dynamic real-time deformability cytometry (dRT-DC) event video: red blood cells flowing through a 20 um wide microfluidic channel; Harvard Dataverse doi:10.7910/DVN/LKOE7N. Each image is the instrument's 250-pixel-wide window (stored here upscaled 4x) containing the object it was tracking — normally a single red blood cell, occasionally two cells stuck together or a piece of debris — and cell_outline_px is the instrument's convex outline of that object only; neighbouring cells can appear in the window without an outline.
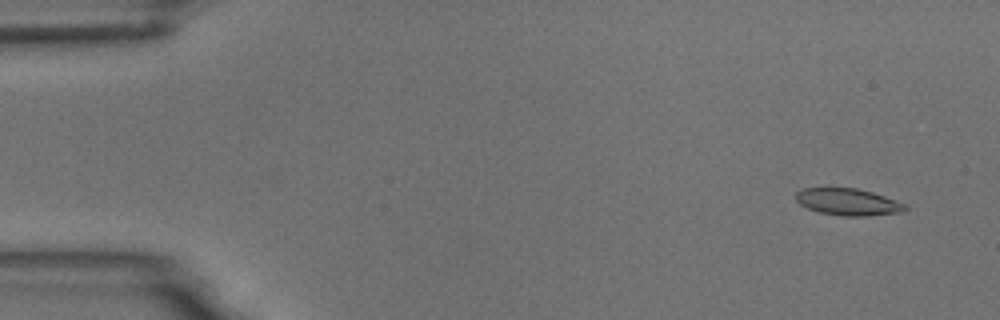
{"species": "common noctule bat (a hibernating species)", "species_latin": "Nyctalus noctula", "temperature_condition": "room temperature", "stored_images_in_passage": 5, "camera_frame_rate_fps": 3000, "um_per_image_px": 0.085, "animal": {"sex": "male", "body_mass_g": 18.8}, "frame": {"image": 1, "passage_image": 1, "time_ms": 0.0, "image_size_px": [1000, 320], "cell_outline_px": [[908, 208], [900, 212], [868, 216], [840, 216], [820, 212], [808, 208], [800, 204], [796, 200], [796, 192], [804, 188], [856, 188], [872, 192], [884, 196], [904, 204]], "centroid_in_image_um": [72.06, 17.17], "position_along_channel_um": 12.9, "area_um2": 16.94}}
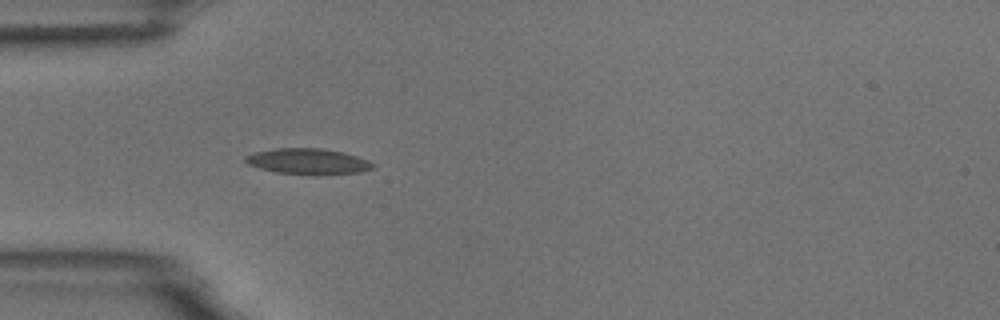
{"frame": {"image": 2, "passage_image": 5, "time_ms": 4.333, "image_size_px": [1000, 320], "cell_outline_px": [[376, 164], [372, 168], [360, 172], [328, 176], [312, 176], [276, 172], [260, 168], [248, 164], [244, 160], [244, 156], [256, 152], [276, 148], [320, 148], [344, 152], [368, 160]], "centroid_in_image_um": [26.22, 13.74], "position_along_channel_um": 58.8, "area_um2": 19.59}}